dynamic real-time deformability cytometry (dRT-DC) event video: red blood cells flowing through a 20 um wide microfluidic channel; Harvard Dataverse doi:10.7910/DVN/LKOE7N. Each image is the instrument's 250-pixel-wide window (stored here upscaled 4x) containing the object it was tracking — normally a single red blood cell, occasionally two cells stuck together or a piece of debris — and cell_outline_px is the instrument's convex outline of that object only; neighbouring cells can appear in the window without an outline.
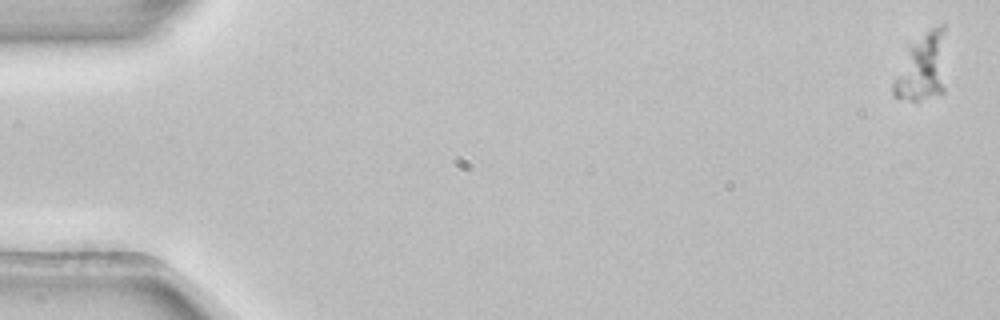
{"species": "common noctule bat (a hibernating species)", "species_latin": "Nyctalus noctula", "temperature_condition": "room temperature", "stored_images_in_passage": 5, "camera_frame_rate_fps": 3000, "um_per_image_px": 0.085, "animal": {"sex": "female", "body_mass_g": 22.7, "forearm_length_mm": 54.2}, "frame": {"image": 1, "passage_image": 1, "time_ms": 0.0, "image_size_px": [1000, 320], "cell_outline_px": [[944, 92], [916, 104], [896, 96], [892, 92], [892, 84], [908, 44], [932, 28], [940, 24], [944, 24]], "centroid_in_image_um": [78.37, 5.77], "position_along_channel_um": 6.6, "area_um2": 21.15}}